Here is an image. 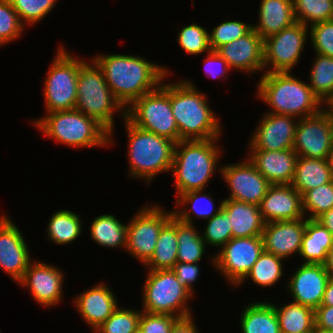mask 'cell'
Wrapping results in <instances>:
<instances>
[{
    "label": "cell",
    "instance_id": "obj_1",
    "mask_svg": "<svg viewBox=\"0 0 333 333\" xmlns=\"http://www.w3.org/2000/svg\"><path fill=\"white\" fill-rule=\"evenodd\" d=\"M91 59L102 69L106 84L125 109L155 90L170 73L165 66L133 55H97Z\"/></svg>",
    "mask_w": 333,
    "mask_h": 333
},
{
    "label": "cell",
    "instance_id": "obj_2",
    "mask_svg": "<svg viewBox=\"0 0 333 333\" xmlns=\"http://www.w3.org/2000/svg\"><path fill=\"white\" fill-rule=\"evenodd\" d=\"M206 95L190 80L171 83V109L181 140H210L221 135V123Z\"/></svg>",
    "mask_w": 333,
    "mask_h": 333
},
{
    "label": "cell",
    "instance_id": "obj_3",
    "mask_svg": "<svg viewBox=\"0 0 333 333\" xmlns=\"http://www.w3.org/2000/svg\"><path fill=\"white\" fill-rule=\"evenodd\" d=\"M257 95L271 106L272 110L266 113L301 119L322 110L321 100L309 85L291 72L264 73L257 85Z\"/></svg>",
    "mask_w": 333,
    "mask_h": 333
},
{
    "label": "cell",
    "instance_id": "obj_4",
    "mask_svg": "<svg viewBox=\"0 0 333 333\" xmlns=\"http://www.w3.org/2000/svg\"><path fill=\"white\" fill-rule=\"evenodd\" d=\"M217 140H181L175 144L171 171L177 196L205 189L219 166Z\"/></svg>",
    "mask_w": 333,
    "mask_h": 333
},
{
    "label": "cell",
    "instance_id": "obj_5",
    "mask_svg": "<svg viewBox=\"0 0 333 333\" xmlns=\"http://www.w3.org/2000/svg\"><path fill=\"white\" fill-rule=\"evenodd\" d=\"M45 136L66 146L89 148L110 145V132L96 119L77 109L46 113L34 120Z\"/></svg>",
    "mask_w": 333,
    "mask_h": 333
},
{
    "label": "cell",
    "instance_id": "obj_6",
    "mask_svg": "<svg viewBox=\"0 0 333 333\" xmlns=\"http://www.w3.org/2000/svg\"><path fill=\"white\" fill-rule=\"evenodd\" d=\"M128 135L129 176L150 183L161 172L171 171L175 142L143 130L124 118Z\"/></svg>",
    "mask_w": 333,
    "mask_h": 333
},
{
    "label": "cell",
    "instance_id": "obj_7",
    "mask_svg": "<svg viewBox=\"0 0 333 333\" xmlns=\"http://www.w3.org/2000/svg\"><path fill=\"white\" fill-rule=\"evenodd\" d=\"M75 109L102 124L110 132V145L113 144L114 114L121 111L122 118H126V109L106 84L102 69L94 60L80 66Z\"/></svg>",
    "mask_w": 333,
    "mask_h": 333
},
{
    "label": "cell",
    "instance_id": "obj_8",
    "mask_svg": "<svg viewBox=\"0 0 333 333\" xmlns=\"http://www.w3.org/2000/svg\"><path fill=\"white\" fill-rule=\"evenodd\" d=\"M126 119L133 125L179 142V130L171 109V83H162L135 100L126 109Z\"/></svg>",
    "mask_w": 333,
    "mask_h": 333
},
{
    "label": "cell",
    "instance_id": "obj_9",
    "mask_svg": "<svg viewBox=\"0 0 333 333\" xmlns=\"http://www.w3.org/2000/svg\"><path fill=\"white\" fill-rule=\"evenodd\" d=\"M192 294L178 281L172 269L148 270L143 286V310L154 314H167L179 319L192 316L186 301Z\"/></svg>",
    "mask_w": 333,
    "mask_h": 333
},
{
    "label": "cell",
    "instance_id": "obj_10",
    "mask_svg": "<svg viewBox=\"0 0 333 333\" xmlns=\"http://www.w3.org/2000/svg\"><path fill=\"white\" fill-rule=\"evenodd\" d=\"M84 59L75 58L62 46L50 65L44 81L46 113L75 109L77 79Z\"/></svg>",
    "mask_w": 333,
    "mask_h": 333
},
{
    "label": "cell",
    "instance_id": "obj_11",
    "mask_svg": "<svg viewBox=\"0 0 333 333\" xmlns=\"http://www.w3.org/2000/svg\"><path fill=\"white\" fill-rule=\"evenodd\" d=\"M172 215L173 211L165 212L161 206L151 205L140 208L127 222L126 251L143 266L153 255L159 234Z\"/></svg>",
    "mask_w": 333,
    "mask_h": 333
},
{
    "label": "cell",
    "instance_id": "obj_12",
    "mask_svg": "<svg viewBox=\"0 0 333 333\" xmlns=\"http://www.w3.org/2000/svg\"><path fill=\"white\" fill-rule=\"evenodd\" d=\"M308 32L309 26L295 22L292 26L264 39V72H292L299 62Z\"/></svg>",
    "mask_w": 333,
    "mask_h": 333
},
{
    "label": "cell",
    "instance_id": "obj_13",
    "mask_svg": "<svg viewBox=\"0 0 333 333\" xmlns=\"http://www.w3.org/2000/svg\"><path fill=\"white\" fill-rule=\"evenodd\" d=\"M263 251L261 236L232 238L211 260L228 283L235 287L250 272Z\"/></svg>",
    "mask_w": 333,
    "mask_h": 333
},
{
    "label": "cell",
    "instance_id": "obj_14",
    "mask_svg": "<svg viewBox=\"0 0 333 333\" xmlns=\"http://www.w3.org/2000/svg\"><path fill=\"white\" fill-rule=\"evenodd\" d=\"M333 149V121L322 111L298 119L293 150L298 157L328 159Z\"/></svg>",
    "mask_w": 333,
    "mask_h": 333
},
{
    "label": "cell",
    "instance_id": "obj_15",
    "mask_svg": "<svg viewBox=\"0 0 333 333\" xmlns=\"http://www.w3.org/2000/svg\"><path fill=\"white\" fill-rule=\"evenodd\" d=\"M245 162L220 167V174L228 184L231 194L227 199L260 205L271 185L256 169L255 165L245 158Z\"/></svg>",
    "mask_w": 333,
    "mask_h": 333
},
{
    "label": "cell",
    "instance_id": "obj_16",
    "mask_svg": "<svg viewBox=\"0 0 333 333\" xmlns=\"http://www.w3.org/2000/svg\"><path fill=\"white\" fill-rule=\"evenodd\" d=\"M21 230L6 215L0 217V268L19 282L29 266L31 255Z\"/></svg>",
    "mask_w": 333,
    "mask_h": 333
},
{
    "label": "cell",
    "instance_id": "obj_17",
    "mask_svg": "<svg viewBox=\"0 0 333 333\" xmlns=\"http://www.w3.org/2000/svg\"><path fill=\"white\" fill-rule=\"evenodd\" d=\"M252 133L249 150L280 151L293 148L298 118L265 113ZM294 119H297L294 122Z\"/></svg>",
    "mask_w": 333,
    "mask_h": 333
},
{
    "label": "cell",
    "instance_id": "obj_18",
    "mask_svg": "<svg viewBox=\"0 0 333 333\" xmlns=\"http://www.w3.org/2000/svg\"><path fill=\"white\" fill-rule=\"evenodd\" d=\"M64 273L55 266L43 262H31L23 278L18 282L29 288L33 299L41 306L51 307L62 300Z\"/></svg>",
    "mask_w": 333,
    "mask_h": 333
},
{
    "label": "cell",
    "instance_id": "obj_19",
    "mask_svg": "<svg viewBox=\"0 0 333 333\" xmlns=\"http://www.w3.org/2000/svg\"><path fill=\"white\" fill-rule=\"evenodd\" d=\"M329 277L323 264L302 263L291 275L286 288L293 302L315 310L321 305Z\"/></svg>",
    "mask_w": 333,
    "mask_h": 333
},
{
    "label": "cell",
    "instance_id": "obj_20",
    "mask_svg": "<svg viewBox=\"0 0 333 333\" xmlns=\"http://www.w3.org/2000/svg\"><path fill=\"white\" fill-rule=\"evenodd\" d=\"M305 219L266 223L261 235L264 251L284 260L300 253L307 223V218Z\"/></svg>",
    "mask_w": 333,
    "mask_h": 333
},
{
    "label": "cell",
    "instance_id": "obj_21",
    "mask_svg": "<svg viewBox=\"0 0 333 333\" xmlns=\"http://www.w3.org/2000/svg\"><path fill=\"white\" fill-rule=\"evenodd\" d=\"M216 51L226 60L230 69L248 73L264 71L263 39L254 29Z\"/></svg>",
    "mask_w": 333,
    "mask_h": 333
},
{
    "label": "cell",
    "instance_id": "obj_22",
    "mask_svg": "<svg viewBox=\"0 0 333 333\" xmlns=\"http://www.w3.org/2000/svg\"><path fill=\"white\" fill-rule=\"evenodd\" d=\"M259 208L265 223L305 218L302 195L291 184L270 185Z\"/></svg>",
    "mask_w": 333,
    "mask_h": 333
},
{
    "label": "cell",
    "instance_id": "obj_23",
    "mask_svg": "<svg viewBox=\"0 0 333 333\" xmlns=\"http://www.w3.org/2000/svg\"><path fill=\"white\" fill-rule=\"evenodd\" d=\"M74 299L73 304L75 303L77 312L93 331L109 319L118 307L115 295L104 282L97 283Z\"/></svg>",
    "mask_w": 333,
    "mask_h": 333
},
{
    "label": "cell",
    "instance_id": "obj_24",
    "mask_svg": "<svg viewBox=\"0 0 333 333\" xmlns=\"http://www.w3.org/2000/svg\"><path fill=\"white\" fill-rule=\"evenodd\" d=\"M249 151V160L271 185L292 183L298 158L293 148L280 151Z\"/></svg>",
    "mask_w": 333,
    "mask_h": 333
},
{
    "label": "cell",
    "instance_id": "obj_25",
    "mask_svg": "<svg viewBox=\"0 0 333 333\" xmlns=\"http://www.w3.org/2000/svg\"><path fill=\"white\" fill-rule=\"evenodd\" d=\"M222 208L230 218L232 238L261 236L265 222L256 204L225 198Z\"/></svg>",
    "mask_w": 333,
    "mask_h": 333
},
{
    "label": "cell",
    "instance_id": "obj_26",
    "mask_svg": "<svg viewBox=\"0 0 333 333\" xmlns=\"http://www.w3.org/2000/svg\"><path fill=\"white\" fill-rule=\"evenodd\" d=\"M258 14L259 22L253 29L263 40L297 22L293 0H261Z\"/></svg>",
    "mask_w": 333,
    "mask_h": 333
},
{
    "label": "cell",
    "instance_id": "obj_27",
    "mask_svg": "<svg viewBox=\"0 0 333 333\" xmlns=\"http://www.w3.org/2000/svg\"><path fill=\"white\" fill-rule=\"evenodd\" d=\"M333 245V235L316 219H308L303 235L300 255L304 263L324 264Z\"/></svg>",
    "mask_w": 333,
    "mask_h": 333
},
{
    "label": "cell",
    "instance_id": "obj_28",
    "mask_svg": "<svg viewBox=\"0 0 333 333\" xmlns=\"http://www.w3.org/2000/svg\"><path fill=\"white\" fill-rule=\"evenodd\" d=\"M333 180L327 159L298 157L291 185L303 196L308 190Z\"/></svg>",
    "mask_w": 333,
    "mask_h": 333
},
{
    "label": "cell",
    "instance_id": "obj_29",
    "mask_svg": "<svg viewBox=\"0 0 333 333\" xmlns=\"http://www.w3.org/2000/svg\"><path fill=\"white\" fill-rule=\"evenodd\" d=\"M177 217L171 216L170 221L162 228L153 255L144 264L148 270L173 269L177 262Z\"/></svg>",
    "mask_w": 333,
    "mask_h": 333
},
{
    "label": "cell",
    "instance_id": "obj_30",
    "mask_svg": "<svg viewBox=\"0 0 333 333\" xmlns=\"http://www.w3.org/2000/svg\"><path fill=\"white\" fill-rule=\"evenodd\" d=\"M242 333H280L275 307L270 302H253L240 316Z\"/></svg>",
    "mask_w": 333,
    "mask_h": 333
},
{
    "label": "cell",
    "instance_id": "obj_31",
    "mask_svg": "<svg viewBox=\"0 0 333 333\" xmlns=\"http://www.w3.org/2000/svg\"><path fill=\"white\" fill-rule=\"evenodd\" d=\"M202 191L204 190L190 191L176 197L177 205L180 204L183 205V207H189V205H191V207H189L190 209L183 208L182 210L174 209L173 215L180 221L188 224H194L192 220H194L195 217L209 220L217 215L222 208L223 201H221L219 207L215 209L214 199H212L209 194L202 193ZM192 215L194 216L192 217Z\"/></svg>",
    "mask_w": 333,
    "mask_h": 333
},
{
    "label": "cell",
    "instance_id": "obj_32",
    "mask_svg": "<svg viewBox=\"0 0 333 333\" xmlns=\"http://www.w3.org/2000/svg\"><path fill=\"white\" fill-rule=\"evenodd\" d=\"M277 314L280 333H308L315 330L314 310L299 303L273 304Z\"/></svg>",
    "mask_w": 333,
    "mask_h": 333
},
{
    "label": "cell",
    "instance_id": "obj_33",
    "mask_svg": "<svg viewBox=\"0 0 333 333\" xmlns=\"http://www.w3.org/2000/svg\"><path fill=\"white\" fill-rule=\"evenodd\" d=\"M93 241L105 247H123L126 249L127 225L112 214L97 216L90 224Z\"/></svg>",
    "mask_w": 333,
    "mask_h": 333
},
{
    "label": "cell",
    "instance_id": "obj_34",
    "mask_svg": "<svg viewBox=\"0 0 333 333\" xmlns=\"http://www.w3.org/2000/svg\"><path fill=\"white\" fill-rule=\"evenodd\" d=\"M82 228L79 215L65 209L52 214L46 232L49 240L58 245H65L81 236Z\"/></svg>",
    "mask_w": 333,
    "mask_h": 333
},
{
    "label": "cell",
    "instance_id": "obj_35",
    "mask_svg": "<svg viewBox=\"0 0 333 333\" xmlns=\"http://www.w3.org/2000/svg\"><path fill=\"white\" fill-rule=\"evenodd\" d=\"M193 224L177 218V261L182 263H198L205 254V242Z\"/></svg>",
    "mask_w": 333,
    "mask_h": 333
},
{
    "label": "cell",
    "instance_id": "obj_36",
    "mask_svg": "<svg viewBox=\"0 0 333 333\" xmlns=\"http://www.w3.org/2000/svg\"><path fill=\"white\" fill-rule=\"evenodd\" d=\"M283 258L263 251L246 277L236 286L242 285L248 277L260 287H271L283 276Z\"/></svg>",
    "mask_w": 333,
    "mask_h": 333
},
{
    "label": "cell",
    "instance_id": "obj_37",
    "mask_svg": "<svg viewBox=\"0 0 333 333\" xmlns=\"http://www.w3.org/2000/svg\"><path fill=\"white\" fill-rule=\"evenodd\" d=\"M294 18L309 26L333 20V0H293Z\"/></svg>",
    "mask_w": 333,
    "mask_h": 333
},
{
    "label": "cell",
    "instance_id": "obj_38",
    "mask_svg": "<svg viewBox=\"0 0 333 333\" xmlns=\"http://www.w3.org/2000/svg\"><path fill=\"white\" fill-rule=\"evenodd\" d=\"M309 80V87L322 102L333 92V58L316 53Z\"/></svg>",
    "mask_w": 333,
    "mask_h": 333
},
{
    "label": "cell",
    "instance_id": "obj_39",
    "mask_svg": "<svg viewBox=\"0 0 333 333\" xmlns=\"http://www.w3.org/2000/svg\"><path fill=\"white\" fill-rule=\"evenodd\" d=\"M333 208V180L325 185L308 190L302 196V210L308 219H317Z\"/></svg>",
    "mask_w": 333,
    "mask_h": 333
},
{
    "label": "cell",
    "instance_id": "obj_40",
    "mask_svg": "<svg viewBox=\"0 0 333 333\" xmlns=\"http://www.w3.org/2000/svg\"><path fill=\"white\" fill-rule=\"evenodd\" d=\"M142 311L117 307L95 333H137Z\"/></svg>",
    "mask_w": 333,
    "mask_h": 333
},
{
    "label": "cell",
    "instance_id": "obj_41",
    "mask_svg": "<svg viewBox=\"0 0 333 333\" xmlns=\"http://www.w3.org/2000/svg\"><path fill=\"white\" fill-rule=\"evenodd\" d=\"M179 46L190 55H199L203 52H210L209 32L193 23L183 26L177 36Z\"/></svg>",
    "mask_w": 333,
    "mask_h": 333
},
{
    "label": "cell",
    "instance_id": "obj_42",
    "mask_svg": "<svg viewBox=\"0 0 333 333\" xmlns=\"http://www.w3.org/2000/svg\"><path fill=\"white\" fill-rule=\"evenodd\" d=\"M201 235L206 245L223 247L232 239V227L227 212L221 208L219 213L207 220L205 231Z\"/></svg>",
    "mask_w": 333,
    "mask_h": 333
},
{
    "label": "cell",
    "instance_id": "obj_43",
    "mask_svg": "<svg viewBox=\"0 0 333 333\" xmlns=\"http://www.w3.org/2000/svg\"><path fill=\"white\" fill-rule=\"evenodd\" d=\"M253 29V24L242 21H224L211 29L209 33V45L212 51H216L222 45L234 41L248 34Z\"/></svg>",
    "mask_w": 333,
    "mask_h": 333
},
{
    "label": "cell",
    "instance_id": "obj_44",
    "mask_svg": "<svg viewBox=\"0 0 333 333\" xmlns=\"http://www.w3.org/2000/svg\"><path fill=\"white\" fill-rule=\"evenodd\" d=\"M21 22L29 25L37 24L54 7L58 0H9ZM27 22V23H26Z\"/></svg>",
    "mask_w": 333,
    "mask_h": 333
},
{
    "label": "cell",
    "instance_id": "obj_45",
    "mask_svg": "<svg viewBox=\"0 0 333 333\" xmlns=\"http://www.w3.org/2000/svg\"><path fill=\"white\" fill-rule=\"evenodd\" d=\"M24 24L9 0H0V46L22 35Z\"/></svg>",
    "mask_w": 333,
    "mask_h": 333
},
{
    "label": "cell",
    "instance_id": "obj_46",
    "mask_svg": "<svg viewBox=\"0 0 333 333\" xmlns=\"http://www.w3.org/2000/svg\"><path fill=\"white\" fill-rule=\"evenodd\" d=\"M309 38L317 54L333 58V20L309 26Z\"/></svg>",
    "mask_w": 333,
    "mask_h": 333
},
{
    "label": "cell",
    "instance_id": "obj_47",
    "mask_svg": "<svg viewBox=\"0 0 333 333\" xmlns=\"http://www.w3.org/2000/svg\"><path fill=\"white\" fill-rule=\"evenodd\" d=\"M179 318L167 314L141 312L139 331L141 333H170Z\"/></svg>",
    "mask_w": 333,
    "mask_h": 333
},
{
    "label": "cell",
    "instance_id": "obj_48",
    "mask_svg": "<svg viewBox=\"0 0 333 333\" xmlns=\"http://www.w3.org/2000/svg\"><path fill=\"white\" fill-rule=\"evenodd\" d=\"M172 270L176 274L177 281L194 296L193 284L200 274L199 264L177 261Z\"/></svg>",
    "mask_w": 333,
    "mask_h": 333
},
{
    "label": "cell",
    "instance_id": "obj_49",
    "mask_svg": "<svg viewBox=\"0 0 333 333\" xmlns=\"http://www.w3.org/2000/svg\"><path fill=\"white\" fill-rule=\"evenodd\" d=\"M204 61H205L204 62L205 73L209 77L212 78H218V77L220 78L221 76L225 77L226 73H228L230 70V67L226 63V60L217 51L211 50L210 52H208L207 57L204 59Z\"/></svg>",
    "mask_w": 333,
    "mask_h": 333
},
{
    "label": "cell",
    "instance_id": "obj_50",
    "mask_svg": "<svg viewBox=\"0 0 333 333\" xmlns=\"http://www.w3.org/2000/svg\"><path fill=\"white\" fill-rule=\"evenodd\" d=\"M315 329L333 330V306H319L314 310Z\"/></svg>",
    "mask_w": 333,
    "mask_h": 333
},
{
    "label": "cell",
    "instance_id": "obj_51",
    "mask_svg": "<svg viewBox=\"0 0 333 333\" xmlns=\"http://www.w3.org/2000/svg\"><path fill=\"white\" fill-rule=\"evenodd\" d=\"M192 316L179 319L172 327L170 333H199Z\"/></svg>",
    "mask_w": 333,
    "mask_h": 333
},
{
    "label": "cell",
    "instance_id": "obj_52",
    "mask_svg": "<svg viewBox=\"0 0 333 333\" xmlns=\"http://www.w3.org/2000/svg\"><path fill=\"white\" fill-rule=\"evenodd\" d=\"M320 306H333V276L329 277Z\"/></svg>",
    "mask_w": 333,
    "mask_h": 333
},
{
    "label": "cell",
    "instance_id": "obj_53",
    "mask_svg": "<svg viewBox=\"0 0 333 333\" xmlns=\"http://www.w3.org/2000/svg\"><path fill=\"white\" fill-rule=\"evenodd\" d=\"M316 220L320 222L326 229H328L333 235V208L323 213Z\"/></svg>",
    "mask_w": 333,
    "mask_h": 333
},
{
    "label": "cell",
    "instance_id": "obj_54",
    "mask_svg": "<svg viewBox=\"0 0 333 333\" xmlns=\"http://www.w3.org/2000/svg\"><path fill=\"white\" fill-rule=\"evenodd\" d=\"M322 107L324 105L328 106L326 108H321L322 112L333 121V92L328 95L322 102ZM324 104V105H323ZM324 109V110H323ZM326 109V110H325ZM328 109V110H327Z\"/></svg>",
    "mask_w": 333,
    "mask_h": 333
},
{
    "label": "cell",
    "instance_id": "obj_55",
    "mask_svg": "<svg viewBox=\"0 0 333 333\" xmlns=\"http://www.w3.org/2000/svg\"><path fill=\"white\" fill-rule=\"evenodd\" d=\"M330 276H333V245L327 252L325 263L323 264Z\"/></svg>",
    "mask_w": 333,
    "mask_h": 333
},
{
    "label": "cell",
    "instance_id": "obj_56",
    "mask_svg": "<svg viewBox=\"0 0 333 333\" xmlns=\"http://www.w3.org/2000/svg\"><path fill=\"white\" fill-rule=\"evenodd\" d=\"M327 160H328L329 168L331 169V174H332V177H333V149L330 152V155L328 156Z\"/></svg>",
    "mask_w": 333,
    "mask_h": 333
},
{
    "label": "cell",
    "instance_id": "obj_57",
    "mask_svg": "<svg viewBox=\"0 0 333 333\" xmlns=\"http://www.w3.org/2000/svg\"><path fill=\"white\" fill-rule=\"evenodd\" d=\"M314 333H333V330H314Z\"/></svg>",
    "mask_w": 333,
    "mask_h": 333
}]
</instances>
